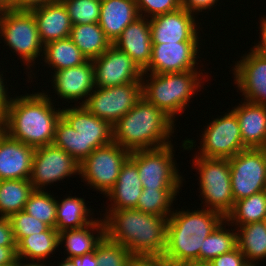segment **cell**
<instances>
[{
  "label": "cell",
  "instance_id": "6da1fadb",
  "mask_svg": "<svg viewBox=\"0 0 266 266\" xmlns=\"http://www.w3.org/2000/svg\"><path fill=\"white\" fill-rule=\"evenodd\" d=\"M103 217L105 235L125 246L131 255L163 256L168 217L144 213L135 208L106 209Z\"/></svg>",
  "mask_w": 266,
  "mask_h": 266
},
{
  "label": "cell",
  "instance_id": "7a4b0ae2",
  "mask_svg": "<svg viewBox=\"0 0 266 266\" xmlns=\"http://www.w3.org/2000/svg\"><path fill=\"white\" fill-rule=\"evenodd\" d=\"M52 101L45 92L13 97L7 113L0 120L5 132L35 149L53 144L61 110H57Z\"/></svg>",
  "mask_w": 266,
  "mask_h": 266
},
{
  "label": "cell",
  "instance_id": "3957f363",
  "mask_svg": "<svg viewBox=\"0 0 266 266\" xmlns=\"http://www.w3.org/2000/svg\"><path fill=\"white\" fill-rule=\"evenodd\" d=\"M225 220L214 210H173L167 221L166 249L163 259L170 266L200 261L204 240Z\"/></svg>",
  "mask_w": 266,
  "mask_h": 266
},
{
  "label": "cell",
  "instance_id": "277c9868",
  "mask_svg": "<svg viewBox=\"0 0 266 266\" xmlns=\"http://www.w3.org/2000/svg\"><path fill=\"white\" fill-rule=\"evenodd\" d=\"M174 121L143 96L113 126V141L128 151L155 149L171 144ZM173 131V132H172Z\"/></svg>",
  "mask_w": 266,
  "mask_h": 266
},
{
  "label": "cell",
  "instance_id": "5b68a950",
  "mask_svg": "<svg viewBox=\"0 0 266 266\" xmlns=\"http://www.w3.org/2000/svg\"><path fill=\"white\" fill-rule=\"evenodd\" d=\"M144 76L150 78L147 80ZM202 77L206 76L197 70L164 74L143 73L142 96L175 122L177 114L181 115L186 106H189L188 102L195 92L201 90Z\"/></svg>",
  "mask_w": 266,
  "mask_h": 266
},
{
  "label": "cell",
  "instance_id": "8992f818",
  "mask_svg": "<svg viewBox=\"0 0 266 266\" xmlns=\"http://www.w3.org/2000/svg\"><path fill=\"white\" fill-rule=\"evenodd\" d=\"M194 159V160H193ZM193 166L199 170V190L205 209L221 213L226 217L234 207L231 189L230 164L227 158L195 156Z\"/></svg>",
  "mask_w": 266,
  "mask_h": 266
},
{
  "label": "cell",
  "instance_id": "52a82bcc",
  "mask_svg": "<svg viewBox=\"0 0 266 266\" xmlns=\"http://www.w3.org/2000/svg\"><path fill=\"white\" fill-rule=\"evenodd\" d=\"M0 36L29 69L43 55L36 19L31 11L10 10L0 15Z\"/></svg>",
  "mask_w": 266,
  "mask_h": 266
},
{
  "label": "cell",
  "instance_id": "ba28073f",
  "mask_svg": "<svg viewBox=\"0 0 266 266\" xmlns=\"http://www.w3.org/2000/svg\"><path fill=\"white\" fill-rule=\"evenodd\" d=\"M173 144L146 150H136L129 158L137 165L143 189H180L183 178L173 160Z\"/></svg>",
  "mask_w": 266,
  "mask_h": 266
},
{
  "label": "cell",
  "instance_id": "9c48e42d",
  "mask_svg": "<svg viewBox=\"0 0 266 266\" xmlns=\"http://www.w3.org/2000/svg\"><path fill=\"white\" fill-rule=\"evenodd\" d=\"M130 153L114 141L96 148L80 163V175L91 188L105 196L114 187Z\"/></svg>",
  "mask_w": 266,
  "mask_h": 266
},
{
  "label": "cell",
  "instance_id": "30bf717a",
  "mask_svg": "<svg viewBox=\"0 0 266 266\" xmlns=\"http://www.w3.org/2000/svg\"><path fill=\"white\" fill-rule=\"evenodd\" d=\"M229 164L234 202L266 190V148H246Z\"/></svg>",
  "mask_w": 266,
  "mask_h": 266
},
{
  "label": "cell",
  "instance_id": "8fae6325",
  "mask_svg": "<svg viewBox=\"0 0 266 266\" xmlns=\"http://www.w3.org/2000/svg\"><path fill=\"white\" fill-rule=\"evenodd\" d=\"M84 106L113 126L142 98V82L112 87H95Z\"/></svg>",
  "mask_w": 266,
  "mask_h": 266
},
{
  "label": "cell",
  "instance_id": "7c38bea8",
  "mask_svg": "<svg viewBox=\"0 0 266 266\" xmlns=\"http://www.w3.org/2000/svg\"><path fill=\"white\" fill-rule=\"evenodd\" d=\"M203 132L201 151L196 156L229 159L246 149L238 118L232 110L211 121Z\"/></svg>",
  "mask_w": 266,
  "mask_h": 266
},
{
  "label": "cell",
  "instance_id": "4fadbf2b",
  "mask_svg": "<svg viewBox=\"0 0 266 266\" xmlns=\"http://www.w3.org/2000/svg\"><path fill=\"white\" fill-rule=\"evenodd\" d=\"M73 174L80 175V163L62 148L49 144L35 149L29 179L34 190H45Z\"/></svg>",
  "mask_w": 266,
  "mask_h": 266
},
{
  "label": "cell",
  "instance_id": "5bb4252c",
  "mask_svg": "<svg viewBox=\"0 0 266 266\" xmlns=\"http://www.w3.org/2000/svg\"><path fill=\"white\" fill-rule=\"evenodd\" d=\"M94 64L95 87H112L130 82H142L143 71L131 57L113 44Z\"/></svg>",
  "mask_w": 266,
  "mask_h": 266
},
{
  "label": "cell",
  "instance_id": "9a60e30c",
  "mask_svg": "<svg viewBox=\"0 0 266 266\" xmlns=\"http://www.w3.org/2000/svg\"><path fill=\"white\" fill-rule=\"evenodd\" d=\"M61 116L78 131L82 139V161L96 148L113 141L112 126L96 117L84 105L61 109Z\"/></svg>",
  "mask_w": 266,
  "mask_h": 266
},
{
  "label": "cell",
  "instance_id": "2e32d148",
  "mask_svg": "<svg viewBox=\"0 0 266 266\" xmlns=\"http://www.w3.org/2000/svg\"><path fill=\"white\" fill-rule=\"evenodd\" d=\"M248 53L235 62L234 84L245 101L266 106V58L254 47Z\"/></svg>",
  "mask_w": 266,
  "mask_h": 266
},
{
  "label": "cell",
  "instance_id": "e0dca14e",
  "mask_svg": "<svg viewBox=\"0 0 266 266\" xmlns=\"http://www.w3.org/2000/svg\"><path fill=\"white\" fill-rule=\"evenodd\" d=\"M199 42L152 44V57L143 73H176L196 70Z\"/></svg>",
  "mask_w": 266,
  "mask_h": 266
},
{
  "label": "cell",
  "instance_id": "ac0fdd59",
  "mask_svg": "<svg viewBox=\"0 0 266 266\" xmlns=\"http://www.w3.org/2000/svg\"><path fill=\"white\" fill-rule=\"evenodd\" d=\"M196 16L184 8L149 19L152 44L198 42Z\"/></svg>",
  "mask_w": 266,
  "mask_h": 266
},
{
  "label": "cell",
  "instance_id": "d6986e66",
  "mask_svg": "<svg viewBox=\"0 0 266 266\" xmlns=\"http://www.w3.org/2000/svg\"><path fill=\"white\" fill-rule=\"evenodd\" d=\"M52 86L58 98L67 100L87 101L90 93L95 89L94 64L92 60L85 63L53 72Z\"/></svg>",
  "mask_w": 266,
  "mask_h": 266
},
{
  "label": "cell",
  "instance_id": "ffe728a7",
  "mask_svg": "<svg viewBox=\"0 0 266 266\" xmlns=\"http://www.w3.org/2000/svg\"><path fill=\"white\" fill-rule=\"evenodd\" d=\"M113 45L127 53L144 71L152 57V39L149 19L139 16L130 23L116 39Z\"/></svg>",
  "mask_w": 266,
  "mask_h": 266
},
{
  "label": "cell",
  "instance_id": "44dd1931",
  "mask_svg": "<svg viewBox=\"0 0 266 266\" xmlns=\"http://www.w3.org/2000/svg\"><path fill=\"white\" fill-rule=\"evenodd\" d=\"M35 148L11 138H0V180L30 179Z\"/></svg>",
  "mask_w": 266,
  "mask_h": 266
},
{
  "label": "cell",
  "instance_id": "7402d4cb",
  "mask_svg": "<svg viewBox=\"0 0 266 266\" xmlns=\"http://www.w3.org/2000/svg\"><path fill=\"white\" fill-rule=\"evenodd\" d=\"M30 11L36 19L38 33L44 45L70 37L72 23L61 0L52 1Z\"/></svg>",
  "mask_w": 266,
  "mask_h": 266
},
{
  "label": "cell",
  "instance_id": "603a6c76",
  "mask_svg": "<svg viewBox=\"0 0 266 266\" xmlns=\"http://www.w3.org/2000/svg\"><path fill=\"white\" fill-rule=\"evenodd\" d=\"M246 148H266V106L245 101L234 107Z\"/></svg>",
  "mask_w": 266,
  "mask_h": 266
},
{
  "label": "cell",
  "instance_id": "cb8c5ba5",
  "mask_svg": "<svg viewBox=\"0 0 266 266\" xmlns=\"http://www.w3.org/2000/svg\"><path fill=\"white\" fill-rule=\"evenodd\" d=\"M142 192L143 185L139 178L137 165L128 158L121 167L114 187L106 195L112 206L109 208L108 205V210L136 208Z\"/></svg>",
  "mask_w": 266,
  "mask_h": 266
},
{
  "label": "cell",
  "instance_id": "d4e9b609",
  "mask_svg": "<svg viewBox=\"0 0 266 266\" xmlns=\"http://www.w3.org/2000/svg\"><path fill=\"white\" fill-rule=\"evenodd\" d=\"M139 16L135 0H102L98 24L113 44Z\"/></svg>",
  "mask_w": 266,
  "mask_h": 266
},
{
  "label": "cell",
  "instance_id": "484cf974",
  "mask_svg": "<svg viewBox=\"0 0 266 266\" xmlns=\"http://www.w3.org/2000/svg\"><path fill=\"white\" fill-rule=\"evenodd\" d=\"M94 230L97 232L96 235L93 234ZM104 236V220L95 218L92 223L83 228L59 232V244L65 242L66 258H71L95 251Z\"/></svg>",
  "mask_w": 266,
  "mask_h": 266
},
{
  "label": "cell",
  "instance_id": "4316f807",
  "mask_svg": "<svg viewBox=\"0 0 266 266\" xmlns=\"http://www.w3.org/2000/svg\"><path fill=\"white\" fill-rule=\"evenodd\" d=\"M59 246V232L49 227L42 233L22 238L16 244L17 259L24 262L25 259L30 258V262H41V260L47 259L51 253L53 255Z\"/></svg>",
  "mask_w": 266,
  "mask_h": 266
},
{
  "label": "cell",
  "instance_id": "83f0119b",
  "mask_svg": "<svg viewBox=\"0 0 266 266\" xmlns=\"http://www.w3.org/2000/svg\"><path fill=\"white\" fill-rule=\"evenodd\" d=\"M70 38L87 60L98 58L112 45L98 23L72 25Z\"/></svg>",
  "mask_w": 266,
  "mask_h": 266
},
{
  "label": "cell",
  "instance_id": "f1b7e54d",
  "mask_svg": "<svg viewBox=\"0 0 266 266\" xmlns=\"http://www.w3.org/2000/svg\"><path fill=\"white\" fill-rule=\"evenodd\" d=\"M237 230V247L243 253L247 263L258 264L266 258V223L253 222L239 226ZM257 261V262H255Z\"/></svg>",
  "mask_w": 266,
  "mask_h": 266
},
{
  "label": "cell",
  "instance_id": "f546056e",
  "mask_svg": "<svg viewBox=\"0 0 266 266\" xmlns=\"http://www.w3.org/2000/svg\"><path fill=\"white\" fill-rule=\"evenodd\" d=\"M56 205V230L58 232L80 229L94 221V218L90 217L91 210L87 208L83 198L68 196L61 201L57 200Z\"/></svg>",
  "mask_w": 266,
  "mask_h": 266
},
{
  "label": "cell",
  "instance_id": "4dcf8cb0",
  "mask_svg": "<svg viewBox=\"0 0 266 266\" xmlns=\"http://www.w3.org/2000/svg\"><path fill=\"white\" fill-rule=\"evenodd\" d=\"M43 61L59 71L62 69L79 66L87 61L79 48L73 43L70 37L51 41L44 45Z\"/></svg>",
  "mask_w": 266,
  "mask_h": 266
},
{
  "label": "cell",
  "instance_id": "1f68e13d",
  "mask_svg": "<svg viewBox=\"0 0 266 266\" xmlns=\"http://www.w3.org/2000/svg\"><path fill=\"white\" fill-rule=\"evenodd\" d=\"M34 191L29 179L0 180V215L9 218L23 211L30 194Z\"/></svg>",
  "mask_w": 266,
  "mask_h": 266
},
{
  "label": "cell",
  "instance_id": "d6a6232c",
  "mask_svg": "<svg viewBox=\"0 0 266 266\" xmlns=\"http://www.w3.org/2000/svg\"><path fill=\"white\" fill-rule=\"evenodd\" d=\"M266 217V190L235 202L232 211L225 217L227 225L239 226L264 221ZM231 224V225H230Z\"/></svg>",
  "mask_w": 266,
  "mask_h": 266
},
{
  "label": "cell",
  "instance_id": "836d02e7",
  "mask_svg": "<svg viewBox=\"0 0 266 266\" xmlns=\"http://www.w3.org/2000/svg\"><path fill=\"white\" fill-rule=\"evenodd\" d=\"M225 223V225H224ZM227 220L220 225L204 240L203 249H200V261L210 262L212 259L231 252L237 247V231L226 229Z\"/></svg>",
  "mask_w": 266,
  "mask_h": 266
},
{
  "label": "cell",
  "instance_id": "e575fe53",
  "mask_svg": "<svg viewBox=\"0 0 266 266\" xmlns=\"http://www.w3.org/2000/svg\"><path fill=\"white\" fill-rule=\"evenodd\" d=\"M180 189H143L135 209L144 213L169 217L173 211L170 206Z\"/></svg>",
  "mask_w": 266,
  "mask_h": 266
},
{
  "label": "cell",
  "instance_id": "d590c367",
  "mask_svg": "<svg viewBox=\"0 0 266 266\" xmlns=\"http://www.w3.org/2000/svg\"><path fill=\"white\" fill-rule=\"evenodd\" d=\"M56 198L46 190H34L25 204L27 214L56 229L57 205Z\"/></svg>",
  "mask_w": 266,
  "mask_h": 266
},
{
  "label": "cell",
  "instance_id": "8d00e7d4",
  "mask_svg": "<svg viewBox=\"0 0 266 266\" xmlns=\"http://www.w3.org/2000/svg\"><path fill=\"white\" fill-rule=\"evenodd\" d=\"M53 144L70 154L78 163L82 162V139L75 129L61 116L55 127Z\"/></svg>",
  "mask_w": 266,
  "mask_h": 266
},
{
  "label": "cell",
  "instance_id": "74e56055",
  "mask_svg": "<svg viewBox=\"0 0 266 266\" xmlns=\"http://www.w3.org/2000/svg\"><path fill=\"white\" fill-rule=\"evenodd\" d=\"M72 25L98 23L101 2L97 0H61Z\"/></svg>",
  "mask_w": 266,
  "mask_h": 266
},
{
  "label": "cell",
  "instance_id": "f35d334b",
  "mask_svg": "<svg viewBox=\"0 0 266 266\" xmlns=\"http://www.w3.org/2000/svg\"><path fill=\"white\" fill-rule=\"evenodd\" d=\"M95 256L98 266H127L132 255L125 246L105 235L95 249Z\"/></svg>",
  "mask_w": 266,
  "mask_h": 266
},
{
  "label": "cell",
  "instance_id": "ab89813d",
  "mask_svg": "<svg viewBox=\"0 0 266 266\" xmlns=\"http://www.w3.org/2000/svg\"><path fill=\"white\" fill-rule=\"evenodd\" d=\"M9 220L16 244L24 237L42 233L49 228L48 225L27 214L25 211L12 214Z\"/></svg>",
  "mask_w": 266,
  "mask_h": 266
},
{
  "label": "cell",
  "instance_id": "60d3db41",
  "mask_svg": "<svg viewBox=\"0 0 266 266\" xmlns=\"http://www.w3.org/2000/svg\"><path fill=\"white\" fill-rule=\"evenodd\" d=\"M135 2L139 15L148 19L171 13L181 8V0H135Z\"/></svg>",
  "mask_w": 266,
  "mask_h": 266
},
{
  "label": "cell",
  "instance_id": "b9f144b4",
  "mask_svg": "<svg viewBox=\"0 0 266 266\" xmlns=\"http://www.w3.org/2000/svg\"><path fill=\"white\" fill-rule=\"evenodd\" d=\"M211 266H246L248 263L238 247L231 252L222 254L212 259Z\"/></svg>",
  "mask_w": 266,
  "mask_h": 266
},
{
  "label": "cell",
  "instance_id": "7bdbcfd3",
  "mask_svg": "<svg viewBox=\"0 0 266 266\" xmlns=\"http://www.w3.org/2000/svg\"><path fill=\"white\" fill-rule=\"evenodd\" d=\"M127 266H170V265L163 259V257L132 255L127 261Z\"/></svg>",
  "mask_w": 266,
  "mask_h": 266
},
{
  "label": "cell",
  "instance_id": "ee69618b",
  "mask_svg": "<svg viewBox=\"0 0 266 266\" xmlns=\"http://www.w3.org/2000/svg\"><path fill=\"white\" fill-rule=\"evenodd\" d=\"M0 246L16 247L9 218L0 216Z\"/></svg>",
  "mask_w": 266,
  "mask_h": 266
},
{
  "label": "cell",
  "instance_id": "f6af8a7d",
  "mask_svg": "<svg viewBox=\"0 0 266 266\" xmlns=\"http://www.w3.org/2000/svg\"><path fill=\"white\" fill-rule=\"evenodd\" d=\"M218 0H181V8L186 9L188 12L197 14L203 12L202 10L211 9Z\"/></svg>",
  "mask_w": 266,
  "mask_h": 266
},
{
  "label": "cell",
  "instance_id": "bcb514c9",
  "mask_svg": "<svg viewBox=\"0 0 266 266\" xmlns=\"http://www.w3.org/2000/svg\"><path fill=\"white\" fill-rule=\"evenodd\" d=\"M12 10H26L30 11L33 8L43 6L55 0H10Z\"/></svg>",
  "mask_w": 266,
  "mask_h": 266
},
{
  "label": "cell",
  "instance_id": "7dc6e473",
  "mask_svg": "<svg viewBox=\"0 0 266 266\" xmlns=\"http://www.w3.org/2000/svg\"><path fill=\"white\" fill-rule=\"evenodd\" d=\"M0 72V120L5 116V114L7 113V110L9 108V104L11 103L12 97L10 98V96H8V92H7V88H5L6 85H4L5 83L3 82L4 78L3 73Z\"/></svg>",
  "mask_w": 266,
  "mask_h": 266
},
{
  "label": "cell",
  "instance_id": "c3c4849f",
  "mask_svg": "<svg viewBox=\"0 0 266 266\" xmlns=\"http://www.w3.org/2000/svg\"><path fill=\"white\" fill-rule=\"evenodd\" d=\"M17 260L16 247L0 246V266L9 265Z\"/></svg>",
  "mask_w": 266,
  "mask_h": 266
},
{
  "label": "cell",
  "instance_id": "681fc988",
  "mask_svg": "<svg viewBox=\"0 0 266 266\" xmlns=\"http://www.w3.org/2000/svg\"><path fill=\"white\" fill-rule=\"evenodd\" d=\"M262 20L261 22V29H260V34L261 38L258 44H255L254 48L260 52L265 58H266V16L263 18L261 17Z\"/></svg>",
  "mask_w": 266,
  "mask_h": 266
},
{
  "label": "cell",
  "instance_id": "f907efd6",
  "mask_svg": "<svg viewBox=\"0 0 266 266\" xmlns=\"http://www.w3.org/2000/svg\"><path fill=\"white\" fill-rule=\"evenodd\" d=\"M80 266H98L95 251L81 255Z\"/></svg>",
  "mask_w": 266,
  "mask_h": 266
},
{
  "label": "cell",
  "instance_id": "816d5d0a",
  "mask_svg": "<svg viewBox=\"0 0 266 266\" xmlns=\"http://www.w3.org/2000/svg\"><path fill=\"white\" fill-rule=\"evenodd\" d=\"M58 266H80V256L65 258Z\"/></svg>",
  "mask_w": 266,
  "mask_h": 266
},
{
  "label": "cell",
  "instance_id": "f5cc1de1",
  "mask_svg": "<svg viewBox=\"0 0 266 266\" xmlns=\"http://www.w3.org/2000/svg\"><path fill=\"white\" fill-rule=\"evenodd\" d=\"M12 10V4L10 0H0V15L7 11Z\"/></svg>",
  "mask_w": 266,
  "mask_h": 266
},
{
  "label": "cell",
  "instance_id": "db71d44e",
  "mask_svg": "<svg viewBox=\"0 0 266 266\" xmlns=\"http://www.w3.org/2000/svg\"><path fill=\"white\" fill-rule=\"evenodd\" d=\"M179 266H211V264L205 261H188L180 264Z\"/></svg>",
  "mask_w": 266,
  "mask_h": 266
},
{
  "label": "cell",
  "instance_id": "11a10c76",
  "mask_svg": "<svg viewBox=\"0 0 266 266\" xmlns=\"http://www.w3.org/2000/svg\"><path fill=\"white\" fill-rule=\"evenodd\" d=\"M44 264V262L43 263H40V262H31V263H26V262H24L23 263V261L22 260H16V266H47V265H43Z\"/></svg>",
  "mask_w": 266,
  "mask_h": 266
},
{
  "label": "cell",
  "instance_id": "9f6ffc18",
  "mask_svg": "<svg viewBox=\"0 0 266 266\" xmlns=\"http://www.w3.org/2000/svg\"><path fill=\"white\" fill-rule=\"evenodd\" d=\"M5 126L4 124L0 121V138L5 134Z\"/></svg>",
  "mask_w": 266,
  "mask_h": 266
},
{
  "label": "cell",
  "instance_id": "6f0895ef",
  "mask_svg": "<svg viewBox=\"0 0 266 266\" xmlns=\"http://www.w3.org/2000/svg\"><path fill=\"white\" fill-rule=\"evenodd\" d=\"M3 266H16V261L14 263L9 264V265H3Z\"/></svg>",
  "mask_w": 266,
  "mask_h": 266
},
{
  "label": "cell",
  "instance_id": "680465c9",
  "mask_svg": "<svg viewBox=\"0 0 266 266\" xmlns=\"http://www.w3.org/2000/svg\"><path fill=\"white\" fill-rule=\"evenodd\" d=\"M246 266H257L256 264H247Z\"/></svg>",
  "mask_w": 266,
  "mask_h": 266
}]
</instances>
